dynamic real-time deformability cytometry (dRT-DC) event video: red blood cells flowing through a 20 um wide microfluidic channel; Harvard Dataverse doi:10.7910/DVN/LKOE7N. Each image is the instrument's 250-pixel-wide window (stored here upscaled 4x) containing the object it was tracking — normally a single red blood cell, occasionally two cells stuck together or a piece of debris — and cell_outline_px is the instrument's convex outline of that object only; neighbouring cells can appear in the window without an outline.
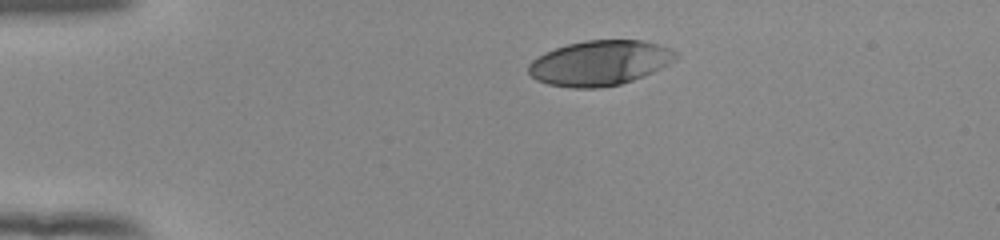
{"species": "human", "species_latin": "Homo sapiens", "temperature_condition": "room temperature", "stored_images_in_passage": 43, "camera_frame_rate_fps": 3000, "um_per_image_px": 0.085, "donor": {"sex": "female"}, "frame": {"image": 1, "passage_image": 1, "time_ms": 0.0, "image_size_px": [1000, 240], "cell_outline_px": [[676, 56], [668, 64], [644, 76], [620, 84], [596, 88], [572, 88], [548, 84], [536, 80], [528, 72], [528, 64], [536, 56], [544, 52], [568, 44], [584, 40], [640, 40], [656, 44], [668, 48], [676, 52]], "centroid_in_image_um": [50.91, 5.35], "position_along_channel_um": 34.1, "area_um2": 38.38}}
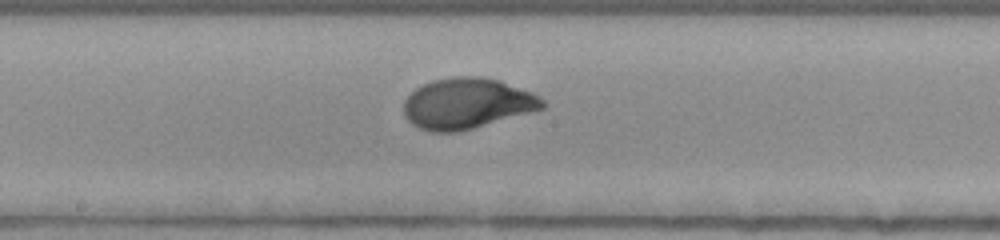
{"frame": {"image": 2, "passage_image": 19, "time_ms": 6.0, "image_size_px": [1000, 240], "cell_outline_px": [[548, 104], [544, 108], [472, 128], [456, 132], [432, 132], [420, 128], [412, 124], [404, 116], [404, 100], [416, 88], [432, 80], [452, 76], [480, 76], [500, 80], [532, 92], [540, 96]], "centroid_in_image_um": [39.7, 8.78], "position_along_channel_um": 208.5, "area_um2": 40.98}}
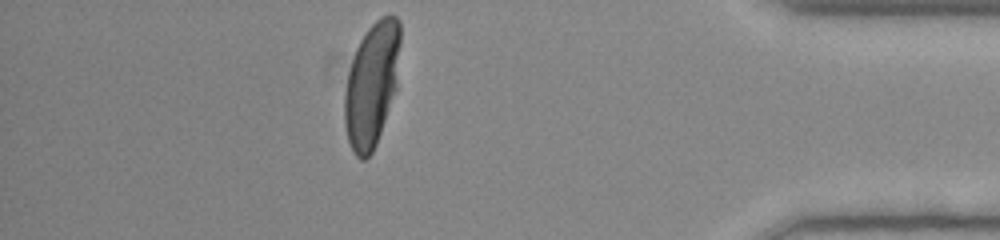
{"frame": {"image": 3, "passage_image": 37, "time_ms": 12.0, "image_size_px": [1000, 240], "cell_outline_px": [[400, 44], [396, 88], [376, 144], [372, 152], [364, 160], [360, 160], [356, 156], [348, 140], [344, 124], [344, 92], [348, 72], [356, 48], [360, 40], [368, 28], [380, 16], [396, 16], [400, 20]], "centroid_in_image_um": [31.58, 7.17], "position_along_channel_um": 403.6, "area_um2": 40.17}, "authors_computed_cell_mechanics": {"area_um2": 40.171, "velocity_mm_per_s": 3.8625, "shape_relaxation_time_tau1_ms": 3.624, "shape_relaxation_time_tau2_ms": null, "deformation_change_tau1": 0.2095, "deformation_change_tau2": null}}